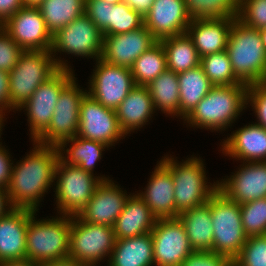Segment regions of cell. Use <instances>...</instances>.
<instances>
[{"instance_id":"1","label":"cell","mask_w":266,"mask_h":266,"mask_svg":"<svg viewBox=\"0 0 266 266\" xmlns=\"http://www.w3.org/2000/svg\"><path fill=\"white\" fill-rule=\"evenodd\" d=\"M17 163H13L8 197L13 208L38 212L42 197L54 185L58 147L36 143Z\"/></svg>"},{"instance_id":"2","label":"cell","mask_w":266,"mask_h":266,"mask_svg":"<svg viewBox=\"0 0 266 266\" xmlns=\"http://www.w3.org/2000/svg\"><path fill=\"white\" fill-rule=\"evenodd\" d=\"M246 84L214 86L184 119L187 126L223 132L247 109Z\"/></svg>"},{"instance_id":"3","label":"cell","mask_w":266,"mask_h":266,"mask_svg":"<svg viewBox=\"0 0 266 266\" xmlns=\"http://www.w3.org/2000/svg\"><path fill=\"white\" fill-rule=\"evenodd\" d=\"M173 156L165 155L160 162L173 177L175 218H177L182 212L207 203L218 190V180L213 184L208 182L202 158L192 155L180 162Z\"/></svg>"},{"instance_id":"4","label":"cell","mask_w":266,"mask_h":266,"mask_svg":"<svg viewBox=\"0 0 266 266\" xmlns=\"http://www.w3.org/2000/svg\"><path fill=\"white\" fill-rule=\"evenodd\" d=\"M235 76L246 85L261 84L266 76V50L259 30L234 19L227 48Z\"/></svg>"},{"instance_id":"5","label":"cell","mask_w":266,"mask_h":266,"mask_svg":"<svg viewBox=\"0 0 266 266\" xmlns=\"http://www.w3.org/2000/svg\"><path fill=\"white\" fill-rule=\"evenodd\" d=\"M57 215L40 220L36 212L29 219L26 260L42 265L68 258L71 216Z\"/></svg>"},{"instance_id":"6","label":"cell","mask_w":266,"mask_h":266,"mask_svg":"<svg viewBox=\"0 0 266 266\" xmlns=\"http://www.w3.org/2000/svg\"><path fill=\"white\" fill-rule=\"evenodd\" d=\"M94 175L76 165L66 164L60 158L58 159L53 186L58 214L78 215L93 196L97 186L102 181L111 179L106 175Z\"/></svg>"},{"instance_id":"7","label":"cell","mask_w":266,"mask_h":266,"mask_svg":"<svg viewBox=\"0 0 266 266\" xmlns=\"http://www.w3.org/2000/svg\"><path fill=\"white\" fill-rule=\"evenodd\" d=\"M103 41L104 35L101 30L83 13L52 35L50 52L59 69L72 70L67 60L60 56L58 58V53H65L64 56L71 54L78 58H93L96 61L102 56Z\"/></svg>"},{"instance_id":"8","label":"cell","mask_w":266,"mask_h":266,"mask_svg":"<svg viewBox=\"0 0 266 266\" xmlns=\"http://www.w3.org/2000/svg\"><path fill=\"white\" fill-rule=\"evenodd\" d=\"M59 70L50 51H24L9 72L10 108L18 111Z\"/></svg>"},{"instance_id":"9","label":"cell","mask_w":266,"mask_h":266,"mask_svg":"<svg viewBox=\"0 0 266 266\" xmlns=\"http://www.w3.org/2000/svg\"><path fill=\"white\" fill-rule=\"evenodd\" d=\"M210 212L213 224L212 251L232 261L247 239L242 226L240 204L217 190L210 197Z\"/></svg>"},{"instance_id":"10","label":"cell","mask_w":266,"mask_h":266,"mask_svg":"<svg viewBox=\"0 0 266 266\" xmlns=\"http://www.w3.org/2000/svg\"><path fill=\"white\" fill-rule=\"evenodd\" d=\"M115 240L113 227L87 223L77 215L71 216L68 258L88 266H99L100 262L110 259Z\"/></svg>"},{"instance_id":"11","label":"cell","mask_w":266,"mask_h":266,"mask_svg":"<svg viewBox=\"0 0 266 266\" xmlns=\"http://www.w3.org/2000/svg\"><path fill=\"white\" fill-rule=\"evenodd\" d=\"M73 78L61 91L48 128L36 143L58 147L63 141L76 136L79 128L80 105L87 90L81 89Z\"/></svg>"},{"instance_id":"12","label":"cell","mask_w":266,"mask_h":266,"mask_svg":"<svg viewBox=\"0 0 266 266\" xmlns=\"http://www.w3.org/2000/svg\"><path fill=\"white\" fill-rule=\"evenodd\" d=\"M73 70L59 69L42 83L19 111L25 110L30 140L35 141L49 126L62 89L75 77Z\"/></svg>"},{"instance_id":"13","label":"cell","mask_w":266,"mask_h":266,"mask_svg":"<svg viewBox=\"0 0 266 266\" xmlns=\"http://www.w3.org/2000/svg\"><path fill=\"white\" fill-rule=\"evenodd\" d=\"M95 62L87 93L104 107L115 110L136 86L131 68L112 65L101 58Z\"/></svg>"},{"instance_id":"14","label":"cell","mask_w":266,"mask_h":266,"mask_svg":"<svg viewBox=\"0 0 266 266\" xmlns=\"http://www.w3.org/2000/svg\"><path fill=\"white\" fill-rule=\"evenodd\" d=\"M77 136L102 142L109 147L126 137L119 126L116 111L104 107L88 93L81 101Z\"/></svg>"},{"instance_id":"15","label":"cell","mask_w":266,"mask_h":266,"mask_svg":"<svg viewBox=\"0 0 266 266\" xmlns=\"http://www.w3.org/2000/svg\"><path fill=\"white\" fill-rule=\"evenodd\" d=\"M151 234L155 266H180L194 251L178 217L157 219Z\"/></svg>"},{"instance_id":"16","label":"cell","mask_w":266,"mask_h":266,"mask_svg":"<svg viewBox=\"0 0 266 266\" xmlns=\"http://www.w3.org/2000/svg\"><path fill=\"white\" fill-rule=\"evenodd\" d=\"M1 27L24 51H51L52 34L38 7H23Z\"/></svg>"},{"instance_id":"17","label":"cell","mask_w":266,"mask_h":266,"mask_svg":"<svg viewBox=\"0 0 266 266\" xmlns=\"http://www.w3.org/2000/svg\"><path fill=\"white\" fill-rule=\"evenodd\" d=\"M241 163L237 171L218 180V190L240 205L266 198V161Z\"/></svg>"},{"instance_id":"18","label":"cell","mask_w":266,"mask_h":266,"mask_svg":"<svg viewBox=\"0 0 266 266\" xmlns=\"http://www.w3.org/2000/svg\"><path fill=\"white\" fill-rule=\"evenodd\" d=\"M112 179L102 181L87 205L77 215L87 223L113 227L129 195Z\"/></svg>"},{"instance_id":"19","label":"cell","mask_w":266,"mask_h":266,"mask_svg":"<svg viewBox=\"0 0 266 266\" xmlns=\"http://www.w3.org/2000/svg\"><path fill=\"white\" fill-rule=\"evenodd\" d=\"M157 41L145 26L127 33L104 36L101 59L112 65L131 68L135 60Z\"/></svg>"},{"instance_id":"20","label":"cell","mask_w":266,"mask_h":266,"mask_svg":"<svg viewBox=\"0 0 266 266\" xmlns=\"http://www.w3.org/2000/svg\"><path fill=\"white\" fill-rule=\"evenodd\" d=\"M190 23L184 0H154L144 15V26L158 41L185 34Z\"/></svg>"},{"instance_id":"21","label":"cell","mask_w":266,"mask_h":266,"mask_svg":"<svg viewBox=\"0 0 266 266\" xmlns=\"http://www.w3.org/2000/svg\"><path fill=\"white\" fill-rule=\"evenodd\" d=\"M248 125V126H247ZM220 151L241 162L266 161V128L255 122L246 124L223 139Z\"/></svg>"},{"instance_id":"22","label":"cell","mask_w":266,"mask_h":266,"mask_svg":"<svg viewBox=\"0 0 266 266\" xmlns=\"http://www.w3.org/2000/svg\"><path fill=\"white\" fill-rule=\"evenodd\" d=\"M34 213L14 208L0 218V262L26 260L27 227Z\"/></svg>"},{"instance_id":"23","label":"cell","mask_w":266,"mask_h":266,"mask_svg":"<svg viewBox=\"0 0 266 266\" xmlns=\"http://www.w3.org/2000/svg\"><path fill=\"white\" fill-rule=\"evenodd\" d=\"M174 188L171 172L157 161L144 191H137V194L157 219L175 218Z\"/></svg>"},{"instance_id":"24","label":"cell","mask_w":266,"mask_h":266,"mask_svg":"<svg viewBox=\"0 0 266 266\" xmlns=\"http://www.w3.org/2000/svg\"><path fill=\"white\" fill-rule=\"evenodd\" d=\"M115 111L125 136L142 129L157 113L147 86L142 85H136Z\"/></svg>"},{"instance_id":"25","label":"cell","mask_w":266,"mask_h":266,"mask_svg":"<svg viewBox=\"0 0 266 266\" xmlns=\"http://www.w3.org/2000/svg\"><path fill=\"white\" fill-rule=\"evenodd\" d=\"M157 217L137 193H130L113 226L116 239L151 233Z\"/></svg>"},{"instance_id":"26","label":"cell","mask_w":266,"mask_h":266,"mask_svg":"<svg viewBox=\"0 0 266 266\" xmlns=\"http://www.w3.org/2000/svg\"><path fill=\"white\" fill-rule=\"evenodd\" d=\"M233 22L234 19L191 20L186 33L200 58L226 50Z\"/></svg>"},{"instance_id":"27","label":"cell","mask_w":266,"mask_h":266,"mask_svg":"<svg viewBox=\"0 0 266 266\" xmlns=\"http://www.w3.org/2000/svg\"><path fill=\"white\" fill-rule=\"evenodd\" d=\"M107 266H154L152 234L116 239Z\"/></svg>"},{"instance_id":"28","label":"cell","mask_w":266,"mask_h":266,"mask_svg":"<svg viewBox=\"0 0 266 266\" xmlns=\"http://www.w3.org/2000/svg\"><path fill=\"white\" fill-rule=\"evenodd\" d=\"M178 218L184 225L189 244L194 251H212L213 224L210 199L201 206L182 212Z\"/></svg>"},{"instance_id":"29","label":"cell","mask_w":266,"mask_h":266,"mask_svg":"<svg viewBox=\"0 0 266 266\" xmlns=\"http://www.w3.org/2000/svg\"><path fill=\"white\" fill-rule=\"evenodd\" d=\"M68 145L69 148H67ZM109 148V146L102 142L76 135L71 139L63 141L58 146V152L59 158L66 164L76 165L84 171L93 174L96 163L102 159L103 151Z\"/></svg>"},{"instance_id":"30","label":"cell","mask_w":266,"mask_h":266,"mask_svg":"<svg viewBox=\"0 0 266 266\" xmlns=\"http://www.w3.org/2000/svg\"><path fill=\"white\" fill-rule=\"evenodd\" d=\"M180 89V119L184 120L214 87L199 65L177 74Z\"/></svg>"},{"instance_id":"31","label":"cell","mask_w":266,"mask_h":266,"mask_svg":"<svg viewBox=\"0 0 266 266\" xmlns=\"http://www.w3.org/2000/svg\"><path fill=\"white\" fill-rule=\"evenodd\" d=\"M147 88L156 112L161 110L166 116L180 119V89L176 73L166 69Z\"/></svg>"},{"instance_id":"32","label":"cell","mask_w":266,"mask_h":266,"mask_svg":"<svg viewBox=\"0 0 266 266\" xmlns=\"http://www.w3.org/2000/svg\"><path fill=\"white\" fill-rule=\"evenodd\" d=\"M166 53L167 69L179 74L200 65V57L187 33L159 40Z\"/></svg>"},{"instance_id":"33","label":"cell","mask_w":266,"mask_h":266,"mask_svg":"<svg viewBox=\"0 0 266 266\" xmlns=\"http://www.w3.org/2000/svg\"><path fill=\"white\" fill-rule=\"evenodd\" d=\"M38 8L48 31L54 35L85 13V0H43Z\"/></svg>"},{"instance_id":"34","label":"cell","mask_w":266,"mask_h":266,"mask_svg":"<svg viewBox=\"0 0 266 266\" xmlns=\"http://www.w3.org/2000/svg\"><path fill=\"white\" fill-rule=\"evenodd\" d=\"M167 69L166 53L160 41L138 57L131 67L136 85L147 86Z\"/></svg>"},{"instance_id":"35","label":"cell","mask_w":266,"mask_h":266,"mask_svg":"<svg viewBox=\"0 0 266 266\" xmlns=\"http://www.w3.org/2000/svg\"><path fill=\"white\" fill-rule=\"evenodd\" d=\"M191 20L237 19L240 0H184Z\"/></svg>"},{"instance_id":"36","label":"cell","mask_w":266,"mask_h":266,"mask_svg":"<svg viewBox=\"0 0 266 266\" xmlns=\"http://www.w3.org/2000/svg\"><path fill=\"white\" fill-rule=\"evenodd\" d=\"M200 66L214 86L244 84L235 76L226 50L203 56Z\"/></svg>"},{"instance_id":"37","label":"cell","mask_w":266,"mask_h":266,"mask_svg":"<svg viewBox=\"0 0 266 266\" xmlns=\"http://www.w3.org/2000/svg\"><path fill=\"white\" fill-rule=\"evenodd\" d=\"M240 211L247 237L266 234V198L241 204Z\"/></svg>"},{"instance_id":"38","label":"cell","mask_w":266,"mask_h":266,"mask_svg":"<svg viewBox=\"0 0 266 266\" xmlns=\"http://www.w3.org/2000/svg\"><path fill=\"white\" fill-rule=\"evenodd\" d=\"M144 26V16L124 2L110 8V35L127 33Z\"/></svg>"},{"instance_id":"39","label":"cell","mask_w":266,"mask_h":266,"mask_svg":"<svg viewBox=\"0 0 266 266\" xmlns=\"http://www.w3.org/2000/svg\"><path fill=\"white\" fill-rule=\"evenodd\" d=\"M232 266H266V234L247 237Z\"/></svg>"},{"instance_id":"40","label":"cell","mask_w":266,"mask_h":266,"mask_svg":"<svg viewBox=\"0 0 266 266\" xmlns=\"http://www.w3.org/2000/svg\"><path fill=\"white\" fill-rule=\"evenodd\" d=\"M238 19L251 28H266V0H240Z\"/></svg>"},{"instance_id":"41","label":"cell","mask_w":266,"mask_h":266,"mask_svg":"<svg viewBox=\"0 0 266 266\" xmlns=\"http://www.w3.org/2000/svg\"><path fill=\"white\" fill-rule=\"evenodd\" d=\"M24 50L0 26V70L10 72Z\"/></svg>"},{"instance_id":"42","label":"cell","mask_w":266,"mask_h":266,"mask_svg":"<svg viewBox=\"0 0 266 266\" xmlns=\"http://www.w3.org/2000/svg\"><path fill=\"white\" fill-rule=\"evenodd\" d=\"M110 8L111 4L104 0H85V14L104 36L110 35Z\"/></svg>"},{"instance_id":"43","label":"cell","mask_w":266,"mask_h":266,"mask_svg":"<svg viewBox=\"0 0 266 266\" xmlns=\"http://www.w3.org/2000/svg\"><path fill=\"white\" fill-rule=\"evenodd\" d=\"M255 113L256 124L266 128V87L263 84L249 85L247 89V107Z\"/></svg>"},{"instance_id":"44","label":"cell","mask_w":266,"mask_h":266,"mask_svg":"<svg viewBox=\"0 0 266 266\" xmlns=\"http://www.w3.org/2000/svg\"><path fill=\"white\" fill-rule=\"evenodd\" d=\"M180 266H232L225 255L213 251H193Z\"/></svg>"},{"instance_id":"45","label":"cell","mask_w":266,"mask_h":266,"mask_svg":"<svg viewBox=\"0 0 266 266\" xmlns=\"http://www.w3.org/2000/svg\"><path fill=\"white\" fill-rule=\"evenodd\" d=\"M2 144L3 143L0 142V187L7 189L14 161L11 159L13 157H11L12 155L10 152L5 146H2Z\"/></svg>"},{"instance_id":"46","label":"cell","mask_w":266,"mask_h":266,"mask_svg":"<svg viewBox=\"0 0 266 266\" xmlns=\"http://www.w3.org/2000/svg\"><path fill=\"white\" fill-rule=\"evenodd\" d=\"M10 111L9 72L0 70V116L5 119Z\"/></svg>"},{"instance_id":"47","label":"cell","mask_w":266,"mask_h":266,"mask_svg":"<svg viewBox=\"0 0 266 266\" xmlns=\"http://www.w3.org/2000/svg\"><path fill=\"white\" fill-rule=\"evenodd\" d=\"M23 7V0H0V26Z\"/></svg>"},{"instance_id":"48","label":"cell","mask_w":266,"mask_h":266,"mask_svg":"<svg viewBox=\"0 0 266 266\" xmlns=\"http://www.w3.org/2000/svg\"><path fill=\"white\" fill-rule=\"evenodd\" d=\"M123 2L144 16L150 10L154 0H123Z\"/></svg>"},{"instance_id":"49","label":"cell","mask_w":266,"mask_h":266,"mask_svg":"<svg viewBox=\"0 0 266 266\" xmlns=\"http://www.w3.org/2000/svg\"><path fill=\"white\" fill-rule=\"evenodd\" d=\"M13 209L14 208L8 197L7 189L0 187V218L6 216Z\"/></svg>"},{"instance_id":"50","label":"cell","mask_w":266,"mask_h":266,"mask_svg":"<svg viewBox=\"0 0 266 266\" xmlns=\"http://www.w3.org/2000/svg\"><path fill=\"white\" fill-rule=\"evenodd\" d=\"M41 266H88V265L80 263L77 260L66 258L63 260H56L53 262H48V263L42 264Z\"/></svg>"},{"instance_id":"51","label":"cell","mask_w":266,"mask_h":266,"mask_svg":"<svg viewBox=\"0 0 266 266\" xmlns=\"http://www.w3.org/2000/svg\"><path fill=\"white\" fill-rule=\"evenodd\" d=\"M0 266H41V265L28 260H23V261L0 262Z\"/></svg>"},{"instance_id":"52","label":"cell","mask_w":266,"mask_h":266,"mask_svg":"<svg viewBox=\"0 0 266 266\" xmlns=\"http://www.w3.org/2000/svg\"><path fill=\"white\" fill-rule=\"evenodd\" d=\"M43 0H23L25 7H38Z\"/></svg>"},{"instance_id":"53","label":"cell","mask_w":266,"mask_h":266,"mask_svg":"<svg viewBox=\"0 0 266 266\" xmlns=\"http://www.w3.org/2000/svg\"><path fill=\"white\" fill-rule=\"evenodd\" d=\"M259 35H260V38H261V42L263 44V47L266 50V28L260 29L259 30Z\"/></svg>"},{"instance_id":"54","label":"cell","mask_w":266,"mask_h":266,"mask_svg":"<svg viewBox=\"0 0 266 266\" xmlns=\"http://www.w3.org/2000/svg\"><path fill=\"white\" fill-rule=\"evenodd\" d=\"M6 121V119H4L2 116H0V140L2 141L1 139V134H2V131H3V127H4V122Z\"/></svg>"},{"instance_id":"55","label":"cell","mask_w":266,"mask_h":266,"mask_svg":"<svg viewBox=\"0 0 266 266\" xmlns=\"http://www.w3.org/2000/svg\"><path fill=\"white\" fill-rule=\"evenodd\" d=\"M104 1L112 5L123 2V0H104Z\"/></svg>"},{"instance_id":"56","label":"cell","mask_w":266,"mask_h":266,"mask_svg":"<svg viewBox=\"0 0 266 266\" xmlns=\"http://www.w3.org/2000/svg\"><path fill=\"white\" fill-rule=\"evenodd\" d=\"M261 84H263L266 87V76Z\"/></svg>"}]
</instances>
